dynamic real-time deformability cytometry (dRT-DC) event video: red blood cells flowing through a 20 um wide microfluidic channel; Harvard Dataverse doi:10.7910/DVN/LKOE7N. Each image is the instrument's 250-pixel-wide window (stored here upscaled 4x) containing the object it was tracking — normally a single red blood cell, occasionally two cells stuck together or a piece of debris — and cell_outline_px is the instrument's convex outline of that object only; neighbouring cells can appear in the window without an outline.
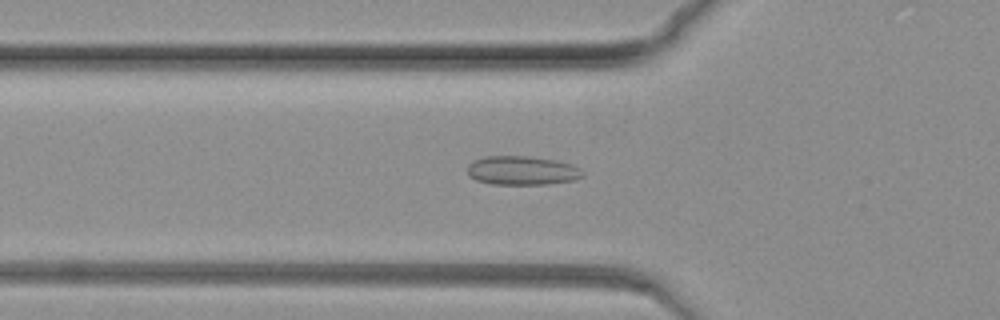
{"species": "common noctule bat (a hibernating species)", "species_latin": "Nyctalus noctula", "temperature_condition": "warm", "stored_images_in_passage": 61, "camera_frame_rate_fps": 3000, "um_per_image_px": 0.085, "animal": {"sex": "female", "body_mass_g": 19.3, "forearm_length_mm": 54.1}, "frame": {"image": 1, "passage_image": 8, "time_ms": 2.333, "image_size_px": [1000, 320], "cell_outline_px": [[584, 176], [572, 180], [548, 184], [492, 184], [476, 180], [468, 176], [468, 164], [472, 160], [484, 156], [528, 156], [556, 160], [572, 164], [580, 168], [584, 172]], "centroid_in_image_um": [44.36, 14.48], "position_along_channel_um": 81.4, "area_um2": 19.59}}
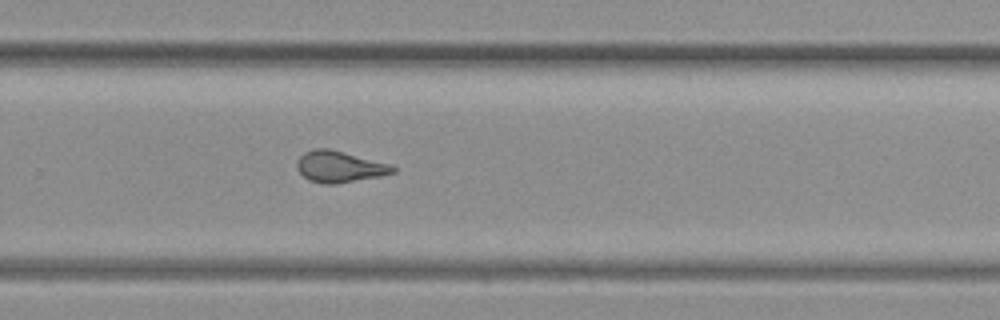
{"frame": {"image": 2, "passage_image": 34, "time_ms": 11.0, "image_size_px": [1000, 320], "cell_outline_px": [[396, 172], [380, 176], [336, 184], [324, 184], [308, 180], [296, 168], [296, 164], [300, 156], [304, 152], [316, 148], [328, 148], [392, 164], [396, 168]], "centroid_in_image_um": [28.87, 14.17], "position_along_channel_um": 300.9, "area_um2": 17.57}}
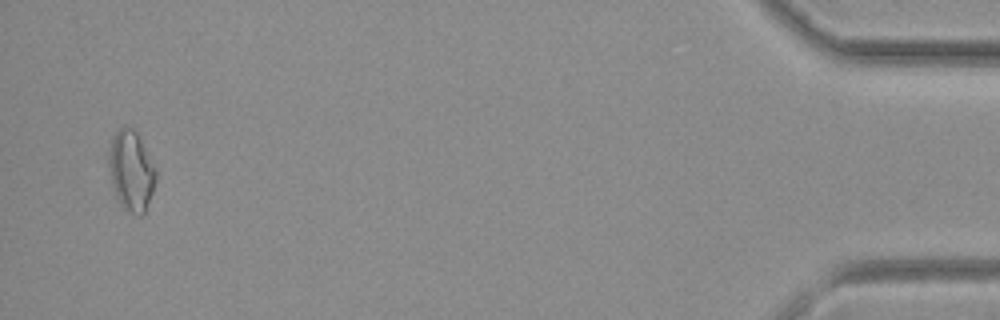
{"frame": {"image": 3, "passage_image": 59, "time_ms": 19.333, "image_size_px": [1000, 320], "cell_outline_px": [[156, 180], [152, 192], [144, 212], [140, 216], [124, 208], [120, 204], [116, 196], [112, 184], [108, 164], [108, 156], [112, 140], [116, 132], [124, 124], [132, 128], [136, 132], [156, 172]], "centroid_in_image_um": [11.13, 14.51], "position_along_channel_um": 424.1, "area_um2": 21.39}}